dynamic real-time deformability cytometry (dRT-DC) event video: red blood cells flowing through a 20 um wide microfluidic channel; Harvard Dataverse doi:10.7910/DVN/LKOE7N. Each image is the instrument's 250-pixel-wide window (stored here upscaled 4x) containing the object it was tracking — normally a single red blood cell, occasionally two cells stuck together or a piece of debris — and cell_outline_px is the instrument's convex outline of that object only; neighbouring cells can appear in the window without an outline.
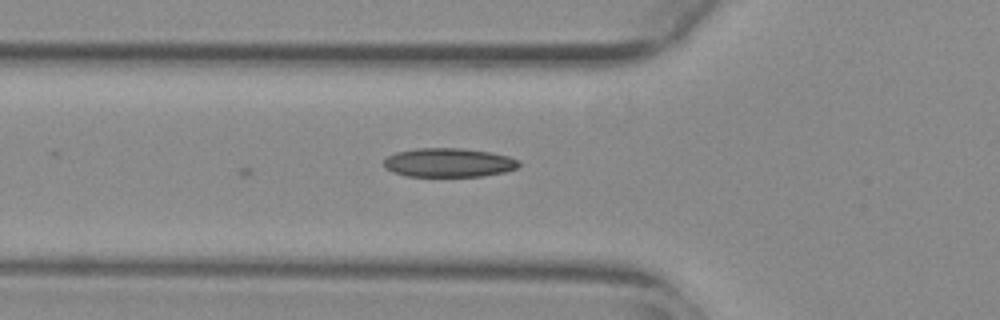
{"species": "common noctule bat (a hibernating species)", "species_latin": "Nyctalus noctula", "temperature_condition": "warm", "stored_images_in_passage": 13, "camera_frame_rate_fps": 3000, "um_per_image_px": 0.085, "animal": {"sex": "female", "body_mass_g": 29.2, "forearm_length_mm": 56.3}, "frame": {"image": 1, "passage_image": 13, "time_ms": 4.0, "image_size_px": [1000, 320], "cell_outline_px": [[520, 164], [516, 168], [504, 172], [484, 176], [408, 176], [392, 172], [384, 168], [384, 160], [388, 156], [396, 152], [416, 148], [464, 148], [492, 152], [508, 156], [520, 160]], "centroid_in_image_um": [38.15, 13.81], "position_along_channel_um": 87.7, "area_um2": 22.95}}